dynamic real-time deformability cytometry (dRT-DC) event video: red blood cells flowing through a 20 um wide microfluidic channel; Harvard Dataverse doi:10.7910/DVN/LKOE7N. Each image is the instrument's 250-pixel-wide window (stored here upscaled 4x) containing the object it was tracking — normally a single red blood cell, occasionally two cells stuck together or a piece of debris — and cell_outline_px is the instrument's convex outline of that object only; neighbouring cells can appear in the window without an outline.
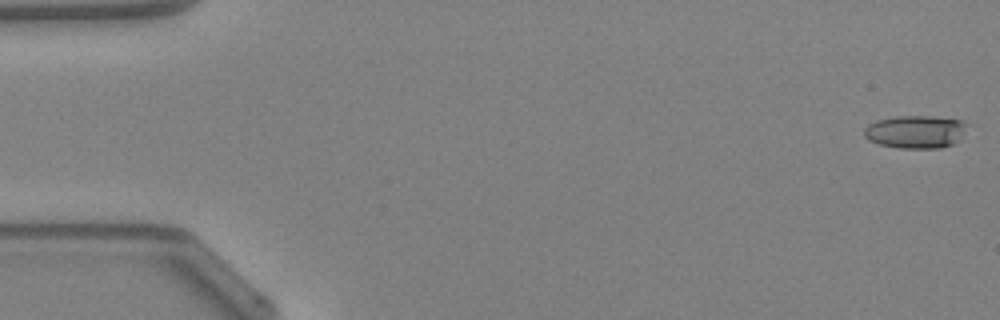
{"species": "Egyptian fruit bat (a non-hibernating species)", "species_latin": "Rousettus aegyptiacus", "temperature_condition": "warm", "stored_images_in_passage": 48, "camera_frame_rate_fps": 3000, "um_per_image_px": 0.085, "animal": {"sex": "female"}, "frame": {"image": 1, "passage_image": 1, "time_ms": 0.0, "image_size_px": [1000, 320], "cell_outline_px": [[972, 124], [952, 144], [940, 148], [900, 148], [880, 144], [868, 140], [864, 136], [864, 128], [868, 124], [876, 120], [896, 116], [932, 116], [964, 120]], "centroid_in_image_um": [77.84, 11.18], "position_along_channel_um": 7.2, "area_um2": 19.94}}
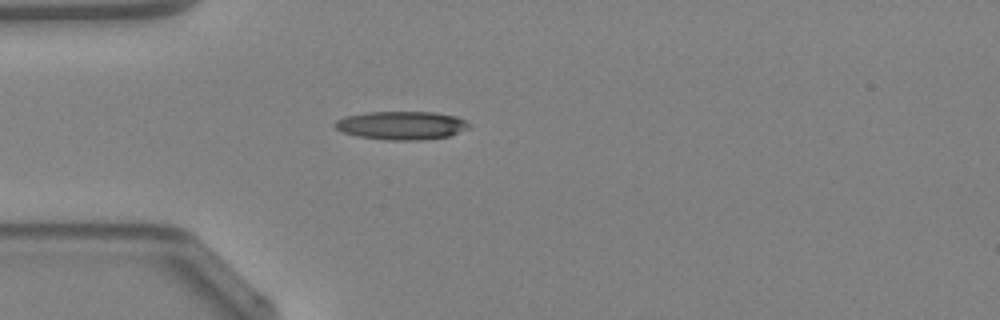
{"frame": {"image": 2, "passage_image": 14, "time_ms": 4.333, "image_size_px": [1000, 320], "cell_outline_px": [[472, 128], [448, 136], [420, 140], [388, 140], [360, 136], [344, 132], [336, 128], [332, 124], [336, 120], [344, 116], [368, 112], [432, 112], [456, 116], [464, 120]], "centroid_in_image_um": [34.13, 10.65], "position_along_channel_um": 50.9, "area_um2": 22.08}}
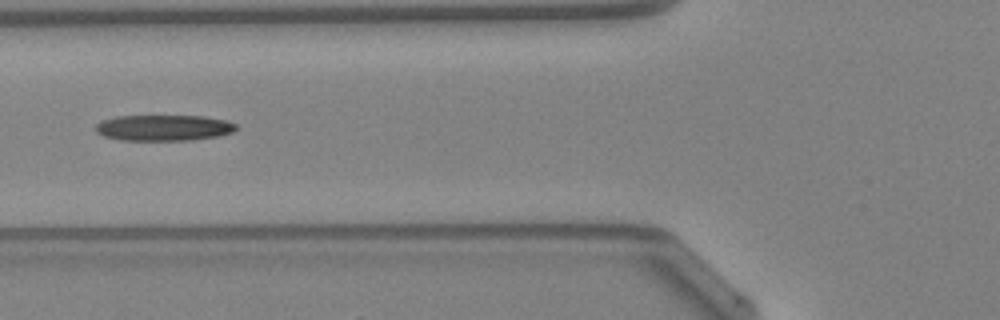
{"frame": {"image": 3, "passage_image": 19, "time_ms": 6.0, "image_size_px": [1000, 320], "cell_outline_px": [[236, 128], [232, 132], [220, 136], [192, 140], [120, 140], [104, 136], [96, 132], [96, 124], [100, 120], [116, 116], [204, 116], [224, 120], [236, 124]], "centroid_in_image_um": [13.89, 10.86], "position_along_channel_um": 111.9, "area_um2": 21.27}, "authors_computed_cell_mechanics": {"area_um2": 21.097, "velocity_mm_per_s": 4.3034, "shape_relaxation_time_tau1_ms": null, "shape_relaxation_time_tau2_ms": 10.7311, "deformation_change_tau1": null, "deformation_change_tau2": 0.3065}}